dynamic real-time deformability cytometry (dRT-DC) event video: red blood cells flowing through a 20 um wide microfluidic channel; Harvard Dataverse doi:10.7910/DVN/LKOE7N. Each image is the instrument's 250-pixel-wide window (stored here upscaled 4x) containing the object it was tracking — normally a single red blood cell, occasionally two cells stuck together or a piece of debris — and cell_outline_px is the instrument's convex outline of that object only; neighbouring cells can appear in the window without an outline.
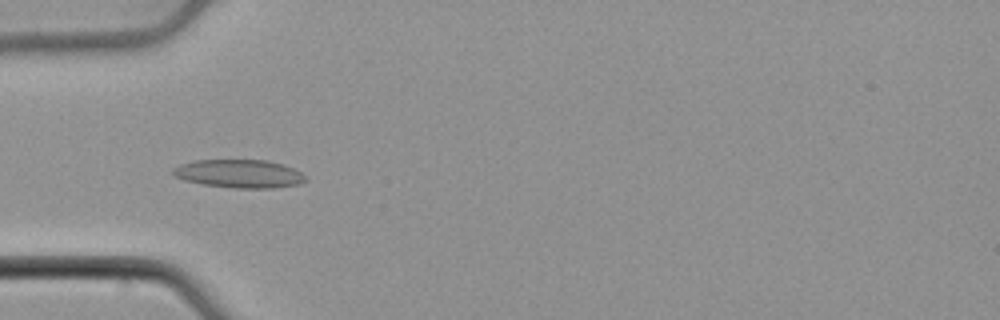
{"species": "common noctule bat (a hibernating species)", "species_latin": "Nyctalus noctula", "temperature_condition": "cold", "stored_images_in_passage": 49, "camera_frame_rate_fps": 3000, "um_per_image_px": 0.085, "animal": {"sex": "male", "body_mass_g": 21.5, "forearm_length_mm": 52.0}, "frame": {"image": 1, "passage_image": 14, "time_ms": 4.333, "image_size_px": [1000, 320], "cell_outline_px": [[308, 180], [300, 184], [272, 188], [232, 188], [204, 184], [184, 180], [172, 176], [172, 168], [180, 164], [196, 160], [268, 160], [292, 168], [300, 172]], "centroid_in_image_um": [20.3, 14.77], "position_along_channel_um": 64.7, "area_um2": 21.85}}
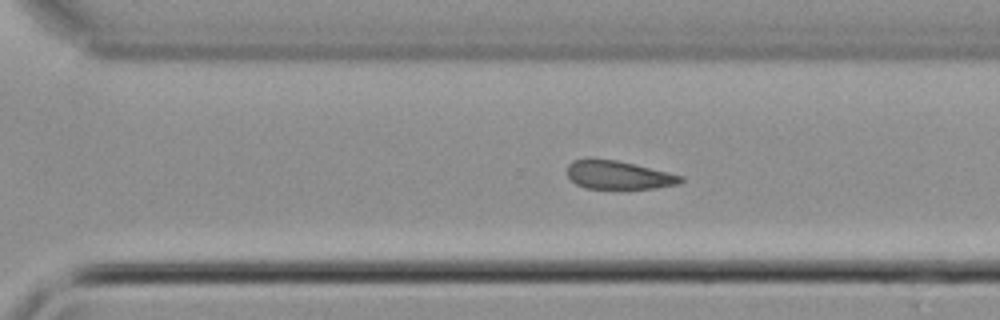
{"frame": {"image": 2, "passage_image": 34, "time_ms": 11.0, "image_size_px": [1000, 320], "cell_outline_px": [[684, 180], [680, 184], [656, 188], [584, 188], [576, 184], [568, 176], [568, 164], [572, 160], [616, 160], [668, 172], [684, 176]], "centroid_in_image_um": [52.62, 14.89], "position_along_channel_um": 318.0, "area_um2": 18.44}}
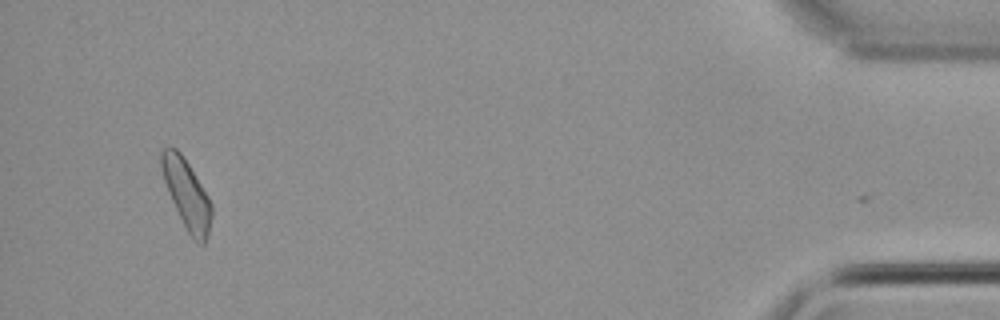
{"frame": {"image": 3, "passage_image": 48, "time_ms": 15.667, "image_size_px": [1000, 320], "cell_outline_px": [[212, 216], [208, 236], [204, 244], [200, 244], [192, 240], [172, 200], [164, 180], [160, 164], [160, 148], [176, 148], [180, 152], [188, 164], [208, 196], [212, 204]], "centroid_in_image_um": [15.88, 16.52], "position_along_channel_um": 419.3, "area_um2": 19.88}}